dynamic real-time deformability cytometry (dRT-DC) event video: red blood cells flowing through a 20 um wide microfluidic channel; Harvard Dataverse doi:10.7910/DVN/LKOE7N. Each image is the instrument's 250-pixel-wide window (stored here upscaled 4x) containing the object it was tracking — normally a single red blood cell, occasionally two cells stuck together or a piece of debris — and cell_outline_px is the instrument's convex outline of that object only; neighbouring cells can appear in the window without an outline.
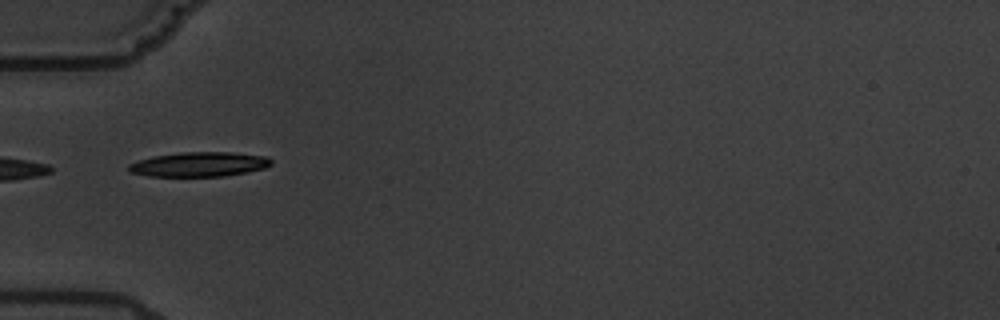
{"species": "common noctule bat (a hibernating species)", "species_latin": "Nyctalus noctula", "temperature_condition": "warm", "stored_images_in_passage": 5, "camera_frame_rate_fps": 3000, "um_per_image_px": 0.085, "animal": {"sex": "male", "body_mass_g": 19.5, "forearm_length_mm": 54.6}, "frame": {"image": 1, "passage_image": 2, "time_ms": 1.333, "image_size_px": [1000, 320], "cell_outline_px": [[272, 164], [264, 168], [224, 176], [148, 176], [128, 172], [128, 164], [152, 156], [180, 152], [228, 152], [268, 156], [272, 160]], "centroid_in_image_um": [16.91, 13.96], "position_along_channel_um": 68.1, "area_um2": 20.4}}
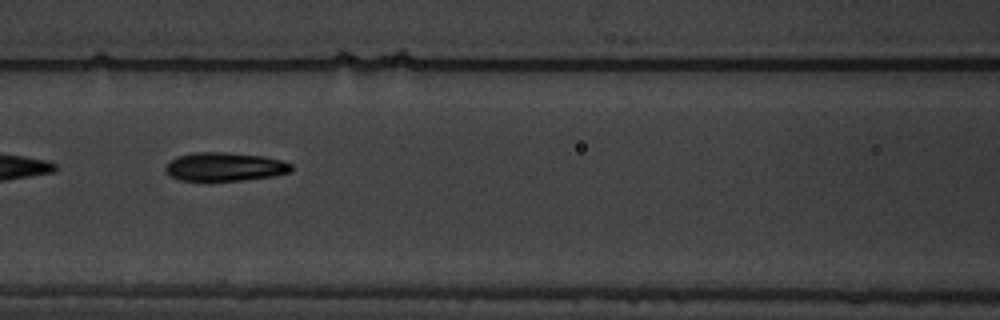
{"frame": {"image": 2, "passage_image": 4, "time_ms": 3.667, "image_size_px": [1000, 320], "cell_outline_px": [[292, 172], [272, 176], [240, 180], [180, 180], [172, 176], [164, 168], [168, 160], [176, 156], [196, 152], [224, 152], [264, 156], [280, 160], [292, 164]], "centroid_in_image_um": [19.1, 14.16], "position_along_channel_um": 147.5, "area_um2": 20.87}}